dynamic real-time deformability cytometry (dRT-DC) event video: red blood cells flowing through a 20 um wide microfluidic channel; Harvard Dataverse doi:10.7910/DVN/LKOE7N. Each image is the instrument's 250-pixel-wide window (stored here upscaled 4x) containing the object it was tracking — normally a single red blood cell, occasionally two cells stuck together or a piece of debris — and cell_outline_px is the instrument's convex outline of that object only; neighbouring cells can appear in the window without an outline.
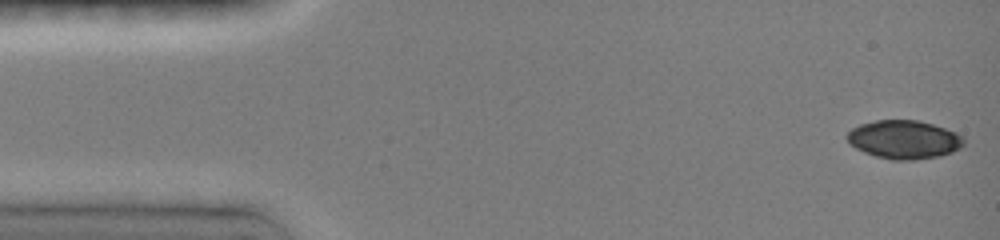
{"species": "common noctule bat (a hibernating species)", "species_latin": "Nyctalus noctula", "temperature_condition": "room temperature", "stored_images_in_passage": 11, "camera_frame_rate_fps": 3000, "um_per_image_px": 0.085, "animal": {"sex": "female", "body_mass_g": 19.0, "forearm_length_mm": 51.5}, "frame": {"image": 1, "passage_image": 1, "time_ms": 0.0, "image_size_px": [1000, 240], "cell_outline_px": [[964, 144], [960, 148], [952, 152], [936, 156], [912, 160], [892, 160], [876, 156], [864, 152], [856, 148], [848, 140], [848, 132], [852, 128], [860, 124], [876, 120], [916, 120], [932, 124], [956, 132], [964, 140]], "centroid_in_image_um": [76.84, 11.86], "position_along_channel_um": 8.2, "area_um2": 25.84}}
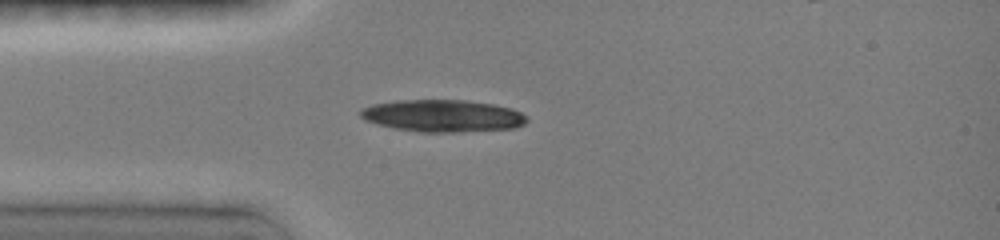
{"frame": {"image": 2, "passage_image": 10, "time_ms": 3.667, "image_size_px": [1000, 240], "cell_outline_px": [[528, 120], [524, 124], [516, 128], [456, 132], [420, 132], [396, 128], [364, 120], [360, 116], [360, 108], [372, 104], [396, 100], [464, 100], [492, 104], [512, 108], [520, 112]], "centroid_in_image_um": [37.62, 9.84], "position_along_channel_um": 47.4, "area_um2": 31.1}}